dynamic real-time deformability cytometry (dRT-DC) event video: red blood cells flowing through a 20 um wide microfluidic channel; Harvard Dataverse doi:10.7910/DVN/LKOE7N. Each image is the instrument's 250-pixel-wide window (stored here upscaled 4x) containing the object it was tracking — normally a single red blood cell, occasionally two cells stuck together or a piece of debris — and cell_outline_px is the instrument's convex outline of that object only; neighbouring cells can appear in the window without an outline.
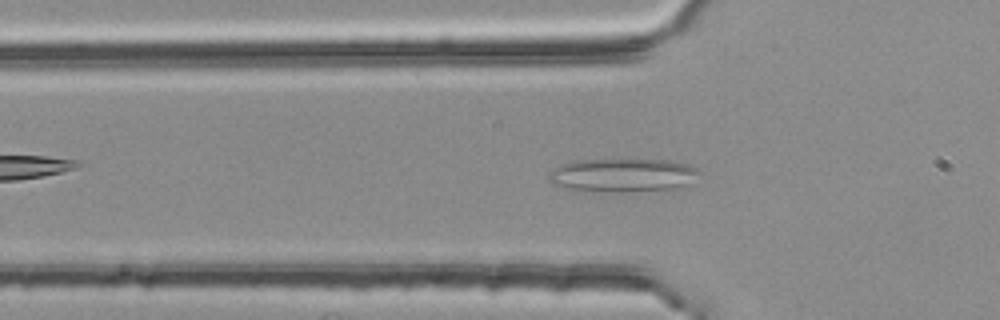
{"species": "common noctule bat (a hibernating species)", "species_latin": "Nyctalus noctula", "temperature_condition": "room temperature", "stored_images_in_passage": 50, "camera_frame_rate_fps": 3000, "um_per_image_px": 0.085, "animal": {"sex": "female", "body_mass_g": 25.1}, "frame": {"image": 1, "passage_image": 17, "time_ms": 5.333, "image_size_px": [1000, 320], "cell_outline_px": [[700, 172], [688, 188], [624, 192], [580, 192], [564, 188], [552, 184], [548, 180], [548, 172], [552, 168], [560, 164], [580, 160], [668, 160], [684, 164], [696, 168]], "centroid_in_image_um": [52.89, 14.93], "position_along_channel_um": 72.9, "area_um2": 30.17}}
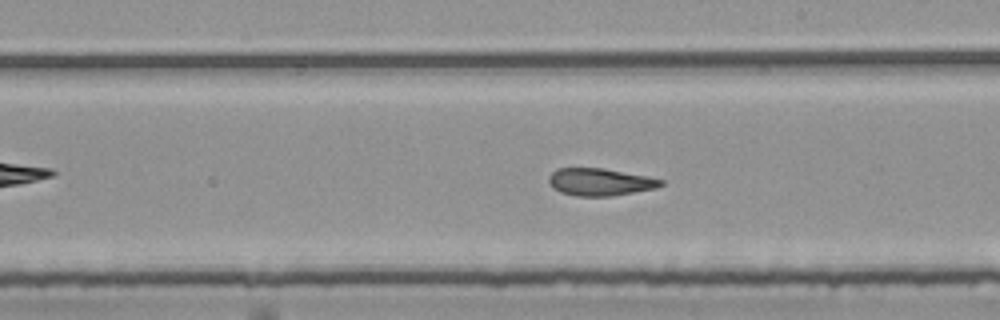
{"frame": {"image": 2, "passage_image": 30, "time_ms": 9.667, "image_size_px": [1000, 320], "cell_outline_px": [[664, 184], [656, 188], [608, 196], [576, 196], [560, 192], [552, 188], [548, 180], [548, 176], [556, 168], [604, 168], [664, 180]], "centroid_in_image_um": [50.94, 15.46], "position_along_channel_um": 238.1, "area_um2": 17.74}}
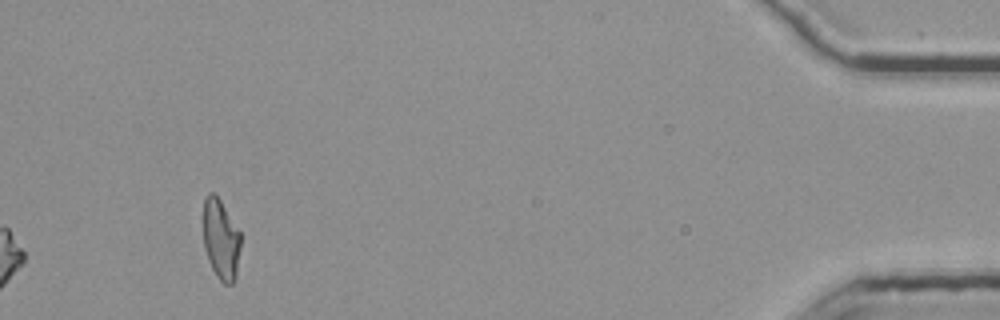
{"frame": {"image": 3, "passage_image": 50, "time_ms": 16.333, "image_size_px": [1000, 320], "cell_outline_px": [[240, 248], [236, 276], [232, 284], [224, 284], [216, 276], [208, 260], [204, 248], [200, 220], [204, 196], [208, 192], [212, 192], [220, 200], [240, 232]], "centroid_in_image_um": [18.71, 20.3], "position_along_channel_um": 416.5, "area_um2": 18.15}, "authors_computed_cell_mechanics": {"area_um2": 18.9006, "velocity_mm_per_s": 3.7964, "shape_relaxation_time_tau1_ms": null, "shape_relaxation_time_tau2_ms": 2.1971, "deformation_change_tau1": null, "deformation_change_tau2": 0.1159}}